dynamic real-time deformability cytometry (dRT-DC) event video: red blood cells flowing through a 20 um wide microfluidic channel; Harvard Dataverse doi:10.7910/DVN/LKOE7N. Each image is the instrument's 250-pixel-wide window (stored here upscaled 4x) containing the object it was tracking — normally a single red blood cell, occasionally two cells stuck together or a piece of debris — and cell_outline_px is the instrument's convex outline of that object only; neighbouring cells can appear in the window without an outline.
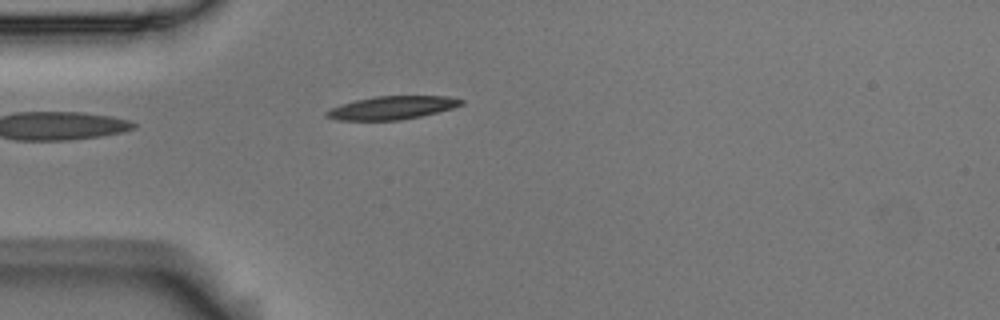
{"species": "Egyptian fruit bat (a non-hibernating species)", "species_latin": "Rousettus aegyptiacus", "temperature_condition": "room temperature", "stored_images_in_passage": 4, "camera_frame_rate_fps": 3000, "um_per_image_px": 0.085, "animal": {"sex": "male"}, "frame": {"image": 1, "passage_image": 4, "time_ms": 1.0, "image_size_px": [1000, 320], "cell_outline_px": [[464, 104], [452, 108], [420, 116], [400, 120], [336, 120], [324, 116], [324, 112], [332, 108], [356, 100], [376, 96], [448, 96], [464, 100]], "centroid_in_image_um": [33.33, 9.16], "position_along_channel_um": 51.7, "area_um2": 18.03}}